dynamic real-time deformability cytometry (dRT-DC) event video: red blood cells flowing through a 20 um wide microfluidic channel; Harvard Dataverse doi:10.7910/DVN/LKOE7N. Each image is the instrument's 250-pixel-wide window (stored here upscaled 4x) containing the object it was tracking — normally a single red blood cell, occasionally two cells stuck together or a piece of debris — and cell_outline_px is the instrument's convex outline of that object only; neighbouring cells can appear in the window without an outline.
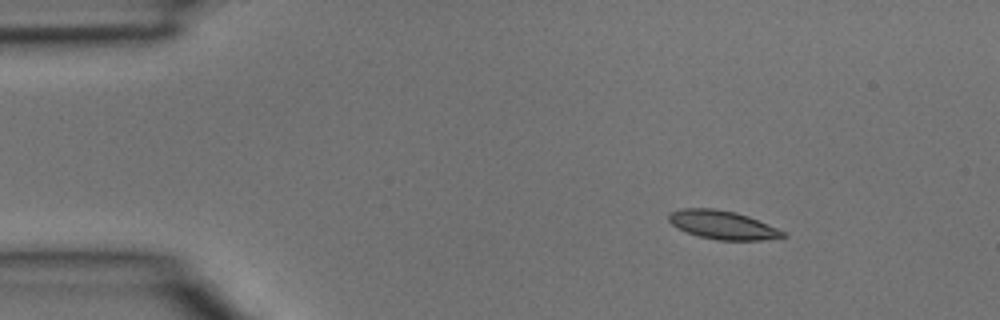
{"species": "common noctule bat (a hibernating species)", "species_latin": "Nyctalus noctula", "temperature_condition": "room temperature", "stored_images_in_passage": 4, "camera_frame_rate_fps": 3000, "um_per_image_px": 0.085, "animal": {"sex": "male", "body_mass_g": 15.6}, "frame": {"image": 1, "passage_image": 1, "time_ms": 0.0, "image_size_px": [1000, 320], "cell_outline_px": [[788, 236], [760, 240], [716, 240], [700, 236], [688, 232], [672, 224], [668, 220], [668, 212], [680, 208], [716, 208], [736, 212], [748, 216], [788, 232]], "centroid_in_image_um": [61.44, 19.1], "position_along_channel_um": 23.6, "area_um2": 19.07}}
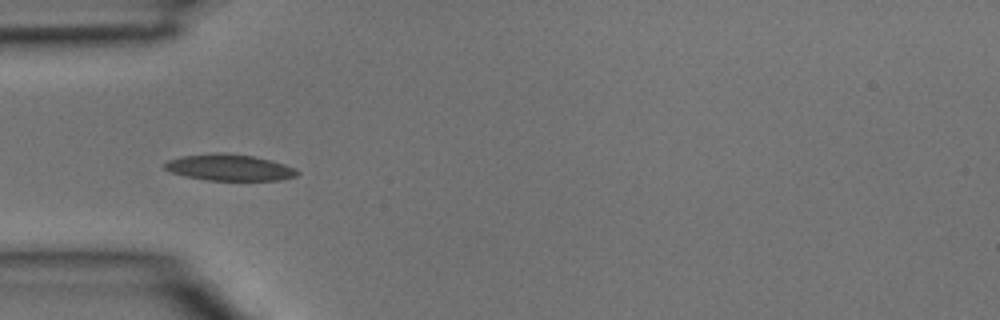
{"frame": {"image": 2, "passage_image": 3, "time_ms": 0.667, "image_size_px": [1000, 320], "cell_outline_px": [[300, 172], [296, 176], [280, 180], [208, 180], [184, 176], [172, 172], [164, 168], [164, 164], [168, 160], [180, 156], [216, 152], [220, 152], [252, 156], [272, 160], [284, 164]], "centroid_in_image_um": [19.47, 14.23], "position_along_channel_um": 65.5, "area_um2": 20.29}}